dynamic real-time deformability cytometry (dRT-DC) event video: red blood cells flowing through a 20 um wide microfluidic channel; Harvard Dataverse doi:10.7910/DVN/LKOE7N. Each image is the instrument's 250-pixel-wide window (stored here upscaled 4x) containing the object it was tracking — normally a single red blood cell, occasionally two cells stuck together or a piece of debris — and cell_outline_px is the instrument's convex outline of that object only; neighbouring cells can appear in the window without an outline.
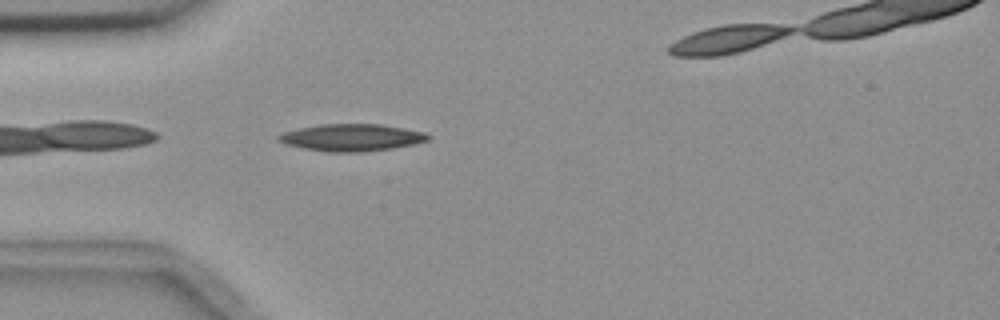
{"species": "common noctule bat (a hibernating species)", "species_latin": "Nyctalus noctula", "temperature_condition": "room temperature", "stored_images_in_passage": 4, "segment_of_instrument_passage": [1, 2], "camera_frame_rate_fps": 3000, "um_per_image_px": 0.085, "animal": {"sex": "female", "body_mass_g": 18.4}, "frame": {"image": 1, "passage_image": 3, "time_ms": 3.333, "image_size_px": [1000, 320], "cell_outline_px": [[428, 140], [412, 144], [392, 148], [360, 152], [328, 152], [304, 148], [284, 144], [276, 140], [276, 136], [284, 132], [300, 128], [320, 124], [380, 124], [404, 128], [424, 132], [428, 136]], "centroid_in_image_um": [29.83, 11.69], "position_along_channel_um": 55.2, "area_um2": 23.41}}